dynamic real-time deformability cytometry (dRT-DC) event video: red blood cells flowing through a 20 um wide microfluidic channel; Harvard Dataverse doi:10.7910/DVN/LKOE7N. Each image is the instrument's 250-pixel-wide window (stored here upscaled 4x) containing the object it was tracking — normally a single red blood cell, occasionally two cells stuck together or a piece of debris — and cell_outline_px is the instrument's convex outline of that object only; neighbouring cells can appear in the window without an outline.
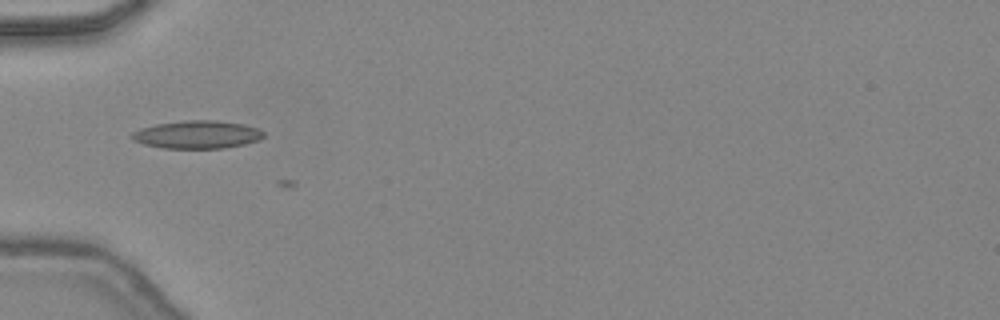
{"species": "common noctule bat (a hibernating species)", "species_latin": "Nyctalus noctula", "temperature_condition": "warm", "stored_images_in_passage": 5, "camera_frame_rate_fps": 3000, "um_per_image_px": 0.085, "animal": {"sex": "female", "body_mass_g": 24.6, "forearm_length_mm": 56.2}, "frame": {"image": 1, "passage_image": 3, "time_ms": 0.667, "image_size_px": [1000, 320], "cell_outline_px": [[264, 136], [260, 140], [244, 144], [224, 148], [164, 148], [144, 144], [132, 140], [128, 136], [132, 132], [140, 128], [156, 124], [184, 120], [216, 120], [244, 124], [260, 128], [264, 132]], "centroid_in_image_um": [16.76, 11.43], "position_along_channel_um": 68.2, "area_um2": 21.68}}